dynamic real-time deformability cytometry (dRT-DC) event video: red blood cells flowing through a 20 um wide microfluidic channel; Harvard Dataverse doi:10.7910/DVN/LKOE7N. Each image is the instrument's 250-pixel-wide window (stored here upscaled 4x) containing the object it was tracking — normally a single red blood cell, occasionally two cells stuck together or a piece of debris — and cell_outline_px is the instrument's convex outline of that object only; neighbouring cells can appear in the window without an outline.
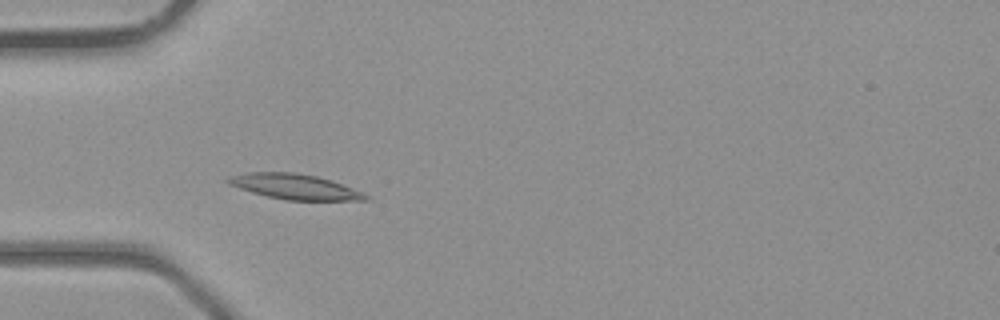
{"species": "common noctule bat (a hibernating species)", "species_latin": "Nyctalus noctula", "temperature_condition": "room temperature", "stored_images_in_passage": 34, "camera_frame_rate_fps": 3000, "um_per_image_px": 0.085, "animal": {"sex": "male", "body_mass_g": 23.1, "forearm_length_mm": 52.7}, "frame": {"image": 1, "passage_image": 6, "time_ms": 1.667, "image_size_px": [1000, 320], "cell_outline_px": [[372, 200], [284, 200], [252, 192], [228, 184], [224, 180], [228, 176], [248, 172], [296, 172], [316, 176], [332, 180], [364, 192], [372, 196]], "centroid_in_image_um": [25.1, 15.86], "position_along_channel_um": 59.9, "area_um2": 20.46}}
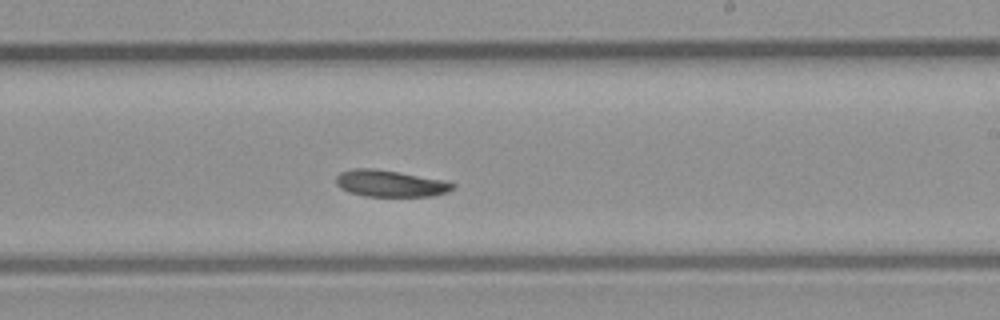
{"frame": {"image": 2, "passage_image": 18, "time_ms": 5.667, "image_size_px": [1000, 320], "cell_outline_px": [[456, 188], [448, 192], [432, 196], [364, 196], [348, 192], [340, 188], [336, 184], [336, 176], [340, 172], [352, 168], [372, 168], [400, 172], [444, 180], [456, 184]], "centroid_in_image_um": [33.17, 15.59], "position_along_channel_um": 255.8, "area_um2": 18.32}}
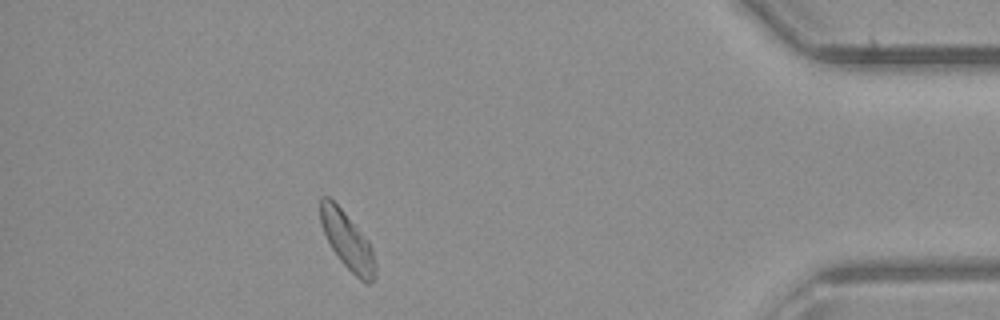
{"frame": {"image": 3, "passage_image": 30, "time_ms": 9.667, "image_size_px": [1000, 320], "cell_outline_px": [[376, 280], [368, 284], [360, 280], [340, 260], [332, 248], [320, 224], [320, 196], [328, 196], [344, 212], [368, 240], [372, 248], [376, 264]], "centroid_in_image_um": [29.55, 20.49], "position_along_channel_um": 405.7, "area_um2": 18.21}}